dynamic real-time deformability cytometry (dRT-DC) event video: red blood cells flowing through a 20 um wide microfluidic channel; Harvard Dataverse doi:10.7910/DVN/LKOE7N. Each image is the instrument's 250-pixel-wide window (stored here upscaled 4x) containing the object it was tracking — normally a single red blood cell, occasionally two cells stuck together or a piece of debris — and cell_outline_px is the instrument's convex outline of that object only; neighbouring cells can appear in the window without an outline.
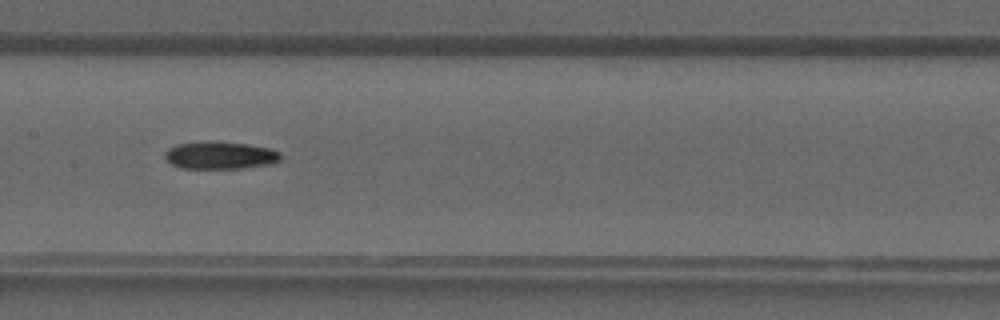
{"species": "common noctule bat (a hibernating species)", "species_latin": "Nyctalus noctula", "temperature_condition": "warm", "stored_images_in_passage": 36, "camera_frame_rate_fps": 3000, "um_per_image_px": 0.085, "animal": {"sex": "male", "forearm_length_mm": 52.5}, "frame": {"image": 1, "passage_image": 20, "time_ms": 6.333, "image_size_px": [1000, 320], "cell_outline_px": [[280, 160], [268, 164], [244, 168], [180, 168], [172, 164], [164, 156], [164, 152], [168, 148], [176, 144], [212, 140], [248, 144], [268, 148], [280, 152]], "centroid_in_image_um": [18.67, 13.18], "position_along_channel_um": 188.7, "area_um2": 18.61}}
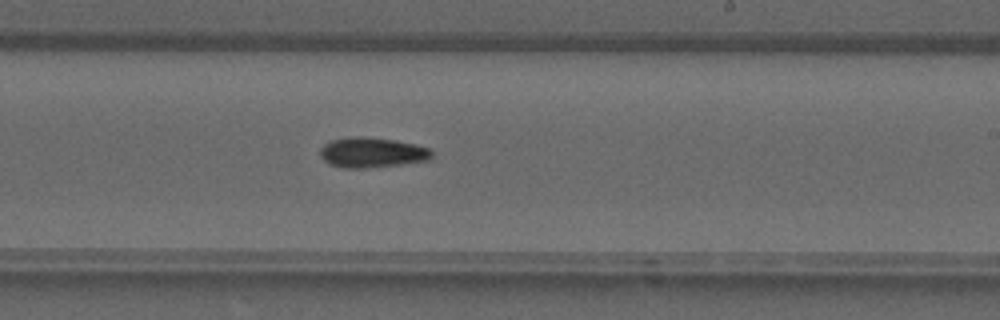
{"frame": {"image": 2, "passage_image": 24, "time_ms": 7.667, "image_size_px": [1000, 320], "cell_outline_px": [[432, 156], [428, 160], [400, 164], [364, 168], [344, 168], [328, 164], [320, 156], [320, 148], [324, 144], [332, 140], [348, 136], [360, 136], [396, 140], [416, 144], [432, 148]], "centroid_in_image_um": [31.61, 12.95], "position_along_channel_um": 257.4, "area_um2": 19.77}}
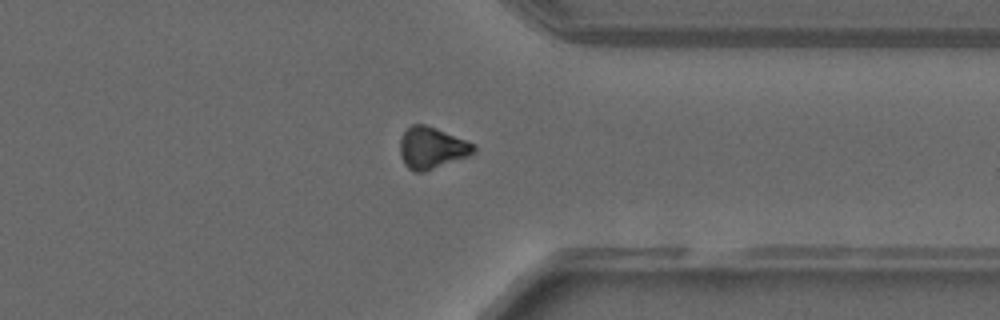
{"frame": {"image": 3, "passage_image": 31, "time_ms": 10.0, "image_size_px": [1000, 320], "cell_outline_px": [[476, 152], [468, 156], [424, 172], [412, 172], [404, 164], [400, 156], [400, 136], [412, 124], [424, 124], [436, 128], [476, 144]], "centroid_in_image_um": [36.69, 12.58], "position_along_channel_um": 374.7, "area_um2": 18.03}}